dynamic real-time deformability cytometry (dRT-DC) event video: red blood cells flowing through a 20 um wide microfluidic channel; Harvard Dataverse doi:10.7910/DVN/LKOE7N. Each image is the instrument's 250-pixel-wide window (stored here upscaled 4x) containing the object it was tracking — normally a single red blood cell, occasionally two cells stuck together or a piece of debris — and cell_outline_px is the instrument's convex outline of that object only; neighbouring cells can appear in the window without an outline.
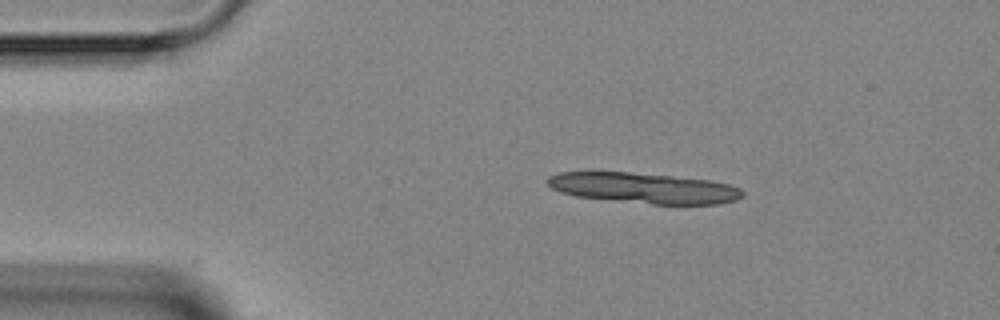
{"species": "Egyptian fruit bat (a non-hibernating species)", "species_latin": "Rousettus aegyptiacus", "temperature_condition": "room temperature", "stored_images_in_passage": 3, "segment_of_instrument_passage": [1, 2], "camera_frame_rate_fps": 3000, "um_per_image_px": 0.085, "animal": {"sex": "female"}, "frame": {"image": 1, "passage_image": 1, "time_ms": 0.0, "image_size_px": [1000, 320], "cell_outline_px": [[744, 196], [736, 200], [716, 204], [652, 204], [576, 196], [560, 192], [552, 188], [544, 180], [548, 176], [560, 172], [628, 172], [712, 180], [728, 184], [740, 188], [744, 192]], "centroid_in_image_um": [54.72, 15.98], "position_along_channel_um": 30.3, "area_um2": 34.62}}